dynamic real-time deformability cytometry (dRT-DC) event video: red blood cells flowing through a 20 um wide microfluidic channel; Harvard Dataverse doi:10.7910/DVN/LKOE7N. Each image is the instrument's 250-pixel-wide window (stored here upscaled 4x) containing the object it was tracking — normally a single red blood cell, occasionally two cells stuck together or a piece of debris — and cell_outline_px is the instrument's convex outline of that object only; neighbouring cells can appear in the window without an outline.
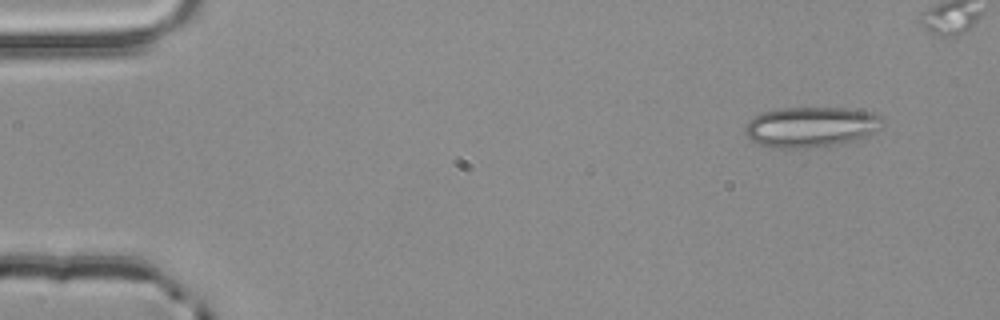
{"species": "common noctule bat (a hibernating species)", "species_latin": "Nyctalus noctula", "temperature_condition": "room temperature", "stored_images_in_passage": 3, "camera_frame_rate_fps": 3000, "um_per_image_px": 0.085, "animal": {"sex": "male", "body_mass_g": 20.4}, "frame": {"image": 1, "passage_image": 1, "time_ms": 0.0, "image_size_px": [1000, 320], "cell_outline_px": [[884, 124], [876, 132], [868, 136], [844, 144], [808, 148], [780, 148], [760, 144], [752, 140], [744, 132], [744, 124], [748, 120], [764, 112], [776, 108], [844, 108], [872, 112], [880, 116], [884, 120]], "centroid_in_image_um": [68.97, 10.79], "position_along_channel_um": 16.0, "area_um2": 32.71}}